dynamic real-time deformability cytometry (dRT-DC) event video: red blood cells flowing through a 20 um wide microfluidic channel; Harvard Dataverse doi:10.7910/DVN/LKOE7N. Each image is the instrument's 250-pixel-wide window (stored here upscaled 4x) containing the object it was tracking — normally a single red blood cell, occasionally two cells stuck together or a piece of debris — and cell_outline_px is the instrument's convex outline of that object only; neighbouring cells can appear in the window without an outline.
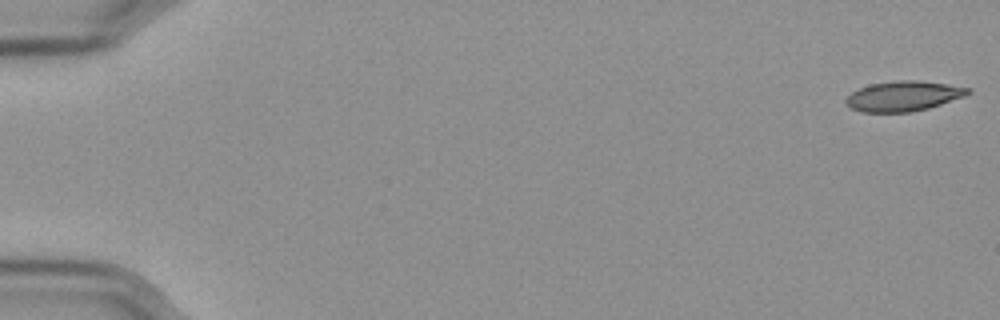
{"species": "Egyptian fruit bat (a non-hibernating species)", "species_latin": "Rousettus aegyptiacus", "temperature_condition": "cold", "stored_images_in_passage": 15, "camera_frame_rate_fps": 3000, "um_per_image_px": 0.085, "frame": {"image": 1, "passage_image": 1, "time_ms": 0.0, "image_size_px": [1000, 320], "cell_outline_px": [[972, 92], [964, 96], [928, 108], [912, 112], [860, 112], [852, 108], [844, 100], [852, 92], [860, 88], [872, 84], [896, 80], [916, 80], [948, 84], [972, 88]], "centroid_in_image_um": [76.82, 8.16], "position_along_channel_um": 8.2, "area_um2": 21.27}}